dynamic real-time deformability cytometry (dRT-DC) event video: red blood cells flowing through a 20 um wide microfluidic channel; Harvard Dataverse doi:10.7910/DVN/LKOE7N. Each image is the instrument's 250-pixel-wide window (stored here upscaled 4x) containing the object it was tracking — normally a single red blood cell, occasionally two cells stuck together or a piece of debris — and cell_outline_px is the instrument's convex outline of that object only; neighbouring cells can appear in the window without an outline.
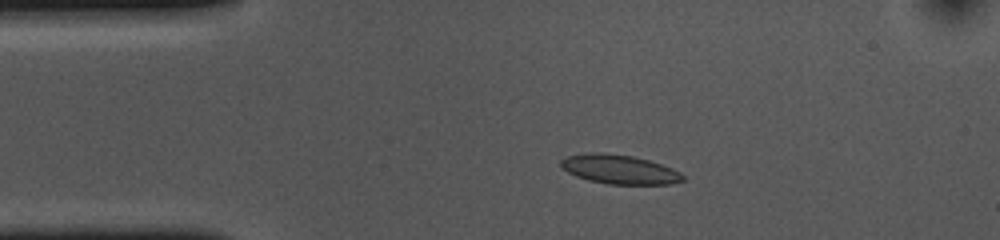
{"species": "common noctule bat (a hibernating species)", "species_latin": "Nyctalus noctula", "temperature_condition": "cold", "stored_images_in_passage": 40, "camera_frame_rate_fps": 3000, "um_per_image_px": 0.085, "animal": {"sex": "female", "body_mass_g": 10.0, "forearm_length_mm": 53.1}, "frame": {"image": 1, "passage_image": 1, "time_ms": 0.0, "image_size_px": [1000, 240], "cell_outline_px": [[684, 180], [672, 184], [608, 184], [588, 180], [576, 176], [568, 172], [560, 164], [560, 160], [568, 156], [588, 152], [600, 152], [632, 156], [648, 160], [672, 168], [680, 172], [684, 176]], "centroid_in_image_um": [52.65, 14.4], "position_along_channel_um": 32.3, "area_um2": 20.63}}
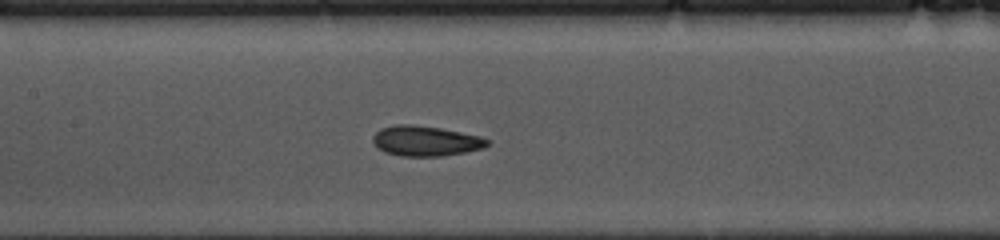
{"frame": {"image": 2, "passage_image": 15, "time_ms": 4.667, "image_size_px": [1000, 240], "cell_outline_px": [[492, 144], [484, 148], [464, 152], [440, 156], [400, 156], [384, 152], [372, 140], [372, 136], [380, 128], [396, 124], [412, 124], [440, 128], [480, 136], [488, 140]], "centroid_in_image_um": [36.18, 11.97], "position_along_channel_um": 171.2, "area_um2": 20.11}}
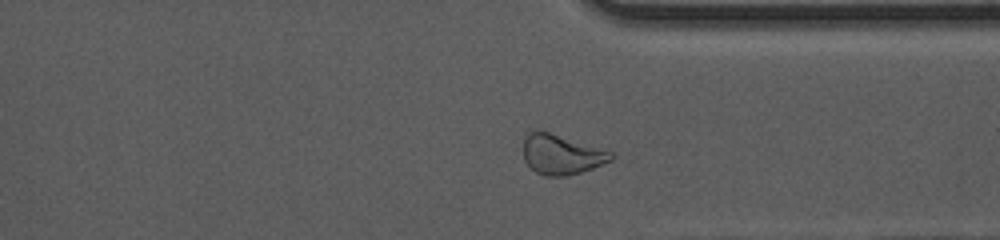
{"frame": {"image": 3, "passage_image": 31, "time_ms": 10.0, "image_size_px": [1000, 240], "cell_outline_px": [[616, 156], [612, 160], [592, 168], [568, 176], [544, 176], [536, 172], [524, 160], [524, 140], [528, 132], [536, 128], [612, 152]], "centroid_in_image_um": [47.7, 13.12], "position_along_channel_um": 363.7, "area_um2": 20.29}, "authors_computed_cell_mechanics": {"area_um2": 20.3167, "velocity_mm_per_s": 3.6364, "shape_relaxation_time_tau1_ms": 5.704, "shape_relaxation_time_tau2_ms": 2.6925, "deformation_change_tau1": 0.1151, "deformation_change_tau2": 0.0807}}